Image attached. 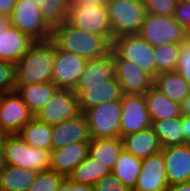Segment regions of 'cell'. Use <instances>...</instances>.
Returning <instances> with one entry per match:
<instances>
[{
    "label": "cell",
    "instance_id": "obj_1",
    "mask_svg": "<svg viewBox=\"0 0 190 191\" xmlns=\"http://www.w3.org/2000/svg\"><path fill=\"white\" fill-rule=\"evenodd\" d=\"M56 45L51 40L35 41L15 65V86L52 81Z\"/></svg>",
    "mask_w": 190,
    "mask_h": 191
},
{
    "label": "cell",
    "instance_id": "obj_2",
    "mask_svg": "<svg viewBox=\"0 0 190 191\" xmlns=\"http://www.w3.org/2000/svg\"><path fill=\"white\" fill-rule=\"evenodd\" d=\"M50 40L58 48L87 60L101 57L111 50V41L106 36L84 32L67 21L52 28Z\"/></svg>",
    "mask_w": 190,
    "mask_h": 191
},
{
    "label": "cell",
    "instance_id": "obj_3",
    "mask_svg": "<svg viewBox=\"0 0 190 191\" xmlns=\"http://www.w3.org/2000/svg\"><path fill=\"white\" fill-rule=\"evenodd\" d=\"M6 165L34 170L50 169L51 151L28 145L18 134L1 135Z\"/></svg>",
    "mask_w": 190,
    "mask_h": 191
},
{
    "label": "cell",
    "instance_id": "obj_4",
    "mask_svg": "<svg viewBox=\"0 0 190 191\" xmlns=\"http://www.w3.org/2000/svg\"><path fill=\"white\" fill-rule=\"evenodd\" d=\"M112 40L125 35L138 34L146 11L141 0H107Z\"/></svg>",
    "mask_w": 190,
    "mask_h": 191
},
{
    "label": "cell",
    "instance_id": "obj_5",
    "mask_svg": "<svg viewBox=\"0 0 190 191\" xmlns=\"http://www.w3.org/2000/svg\"><path fill=\"white\" fill-rule=\"evenodd\" d=\"M11 26L34 41L51 39L52 27L44 20L41 5L33 0H18L9 16Z\"/></svg>",
    "mask_w": 190,
    "mask_h": 191
},
{
    "label": "cell",
    "instance_id": "obj_6",
    "mask_svg": "<svg viewBox=\"0 0 190 191\" xmlns=\"http://www.w3.org/2000/svg\"><path fill=\"white\" fill-rule=\"evenodd\" d=\"M153 47L164 44H180L190 34L181 27L174 16H161L146 13L144 21L138 33Z\"/></svg>",
    "mask_w": 190,
    "mask_h": 191
},
{
    "label": "cell",
    "instance_id": "obj_7",
    "mask_svg": "<svg viewBox=\"0 0 190 191\" xmlns=\"http://www.w3.org/2000/svg\"><path fill=\"white\" fill-rule=\"evenodd\" d=\"M92 139L120 137L121 100L104 102L84 112Z\"/></svg>",
    "mask_w": 190,
    "mask_h": 191
},
{
    "label": "cell",
    "instance_id": "obj_8",
    "mask_svg": "<svg viewBox=\"0 0 190 191\" xmlns=\"http://www.w3.org/2000/svg\"><path fill=\"white\" fill-rule=\"evenodd\" d=\"M67 22L84 32L106 36L112 42L111 26L106 6L70 4Z\"/></svg>",
    "mask_w": 190,
    "mask_h": 191
},
{
    "label": "cell",
    "instance_id": "obj_9",
    "mask_svg": "<svg viewBox=\"0 0 190 191\" xmlns=\"http://www.w3.org/2000/svg\"><path fill=\"white\" fill-rule=\"evenodd\" d=\"M111 50L118 57L134 63L153 78L155 77L154 47L138 34L113 39Z\"/></svg>",
    "mask_w": 190,
    "mask_h": 191
},
{
    "label": "cell",
    "instance_id": "obj_10",
    "mask_svg": "<svg viewBox=\"0 0 190 191\" xmlns=\"http://www.w3.org/2000/svg\"><path fill=\"white\" fill-rule=\"evenodd\" d=\"M78 96L72 89L57 88L35 117L48 125H56L79 115Z\"/></svg>",
    "mask_w": 190,
    "mask_h": 191
},
{
    "label": "cell",
    "instance_id": "obj_11",
    "mask_svg": "<svg viewBox=\"0 0 190 191\" xmlns=\"http://www.w3.org/2000/svg\"><path fill=\"white\" fill-rule=\"evenodd\" d=\"M33 117L16 91L0 95V135L17 134Z\"/></svg>",
    "mask_w": 190,
    "mask_h": 191
},
{
    "label": "cell",
    "instance_id": "obj_12",
    "mask_svg": "<svg viewBox=\"0 0 190 191\" xmlns=\"http://www.w3.org/2000/svg\"><path fill=\"white\" fill-rule=\"evenodd\" d=\"M145 96L125 94L121 98L120 137L151 127Z\"/></svg>",
    "mask_w": 190,
    "mask_h": 191
},
{
    "label": "cell",
    "instance_id": "obj_13",
    "mask_svg": "<svg viewBox=\"0 0 190 191\" xmlns=\"http://www.w3.org/2000/svg\"><path fill=\"white\" fill-rule=\"evenodd\" d=\"M115 77L125 94H146L153 86L154 78L134 63L118 57L112 51Z\"/></svg>",
    "mask_w": 190,
    "mask_h": 191
},
{
    "label": "cell",
    "instance_id": "obj_14",
    "mask_svg": "<svg viewBox=\"0 0 190 191\" xmlns=\"http://www.w3.org/2000/svg\"><path fill=\"white\" fill-rule=\"evenodd\" d=\"M87 61L79 55L64 51L56 46L52 82L58 88L74 90Z\"/></svg>",
    "mask_w": 190,
    "mask_h": 191
},
{
    "label": "cell",
    "instance_id": "obj_15",
    "mask_svg": "<svg viewBox=\"0 0 190 191\" xmlns=\"http://www.w3.org/2000/svg\"><path fill=\"white\" fill-rule=\"evenodd\" d=\"M73 91L78 96L82 113L106 101L121 100L123 95L121 85L115 76L100 85H76Z\"/></svg>",
    "mask_w": 190,
    "mask_h": 191
},
{
    "label": "cell",
    "instance_id": "obj_16",
    "mask_svg": "<svg viewBox=\"0 0 190 191\" xmlns=\"http://www.w3.org/2000/svg\"><path fill=\"white\" fill-rule=\"evenodd\" d=\"M168 187L162 153L142 159L140 174L132 191H166Z\"/></svg>",
    "mask_w": 190,
    "mask_h": 191
},
{
    "label": "cell",
    "instance_id": "obj_17",
    "mask_svg": "<svg viewBox=\"0 0 190 191\" xmlns=\"http://www.w3.org/2000/svg\"><path fill=\"white\" fill-rule=\"evenodd\" d=\"M169 186L190 182V144L161 149Z\"/></svg>",
    "mask_w": 190,
    "mask_h": 191
},
{
    "label": "cell",
    "instance_id": "obj_18",
    "mask_svg": "<svg viewBox=\"0 0 190 191\" xmlns=\"http://www.w3.org/2000/svg\"><path fill=\"white\" fill-rule=\"evenodd\" d=\"M90 140L87 119L82 112L74 118L52 126V150Z\"/></svg>",
    "mask_w": 190,
    "mask_h": 191
},
{
    "label": "cell",
    "instance_id": "obj_19",
    "mask_svg": "<svg viewBox=\"0 0 190 191\" xmlns=\"http://www.w3.org/2000/svg\"><path fill=\"white\" fill-rule=\"evenodd\" d=\"M89 141L68 144L51 151L50 169L67 177L87 156Z\"/></svg>",
    "mask_w": 190,
    "mask_h": 191
},
{
    "label": "cell",
    "instance_id": "obj_20",
    "mask_svg": "<svg viewBox=\"0 0 190 191\" xmlns=\"http://www.w3.org/2000/svg\"><path fill=\"white\" fill-rule=\"evenodd\" d=\"M34 42L27 34L10 26L0 33V60L16 65Z\"/></svg>",
    "mask_w": 190,
    "mask_h": 191
},
{
    "label": "cell",
    "instance_id": "obj_21",
    "mask_svg": "<svg viewBox=\"0 0 190 191\" xmlns=\"http://www.w3.org/2000/svg\"><path fill=\"white\" fill-rule=\"evenodd\" d=\"M124 149L133 156L145 159L161 152V145L152 127L122 137Z\"/></svg>",
    "mask_w": 190,
    "mask_h": 191
},
{
    "label": "cell",
    "instance_id": "obj_22",
    "mask_svg": "<svg viewBox=\"0 0 190 191\" xmlns=\"http://www.w3.org/2000/svg\"><path fill=\"white\" fill-rule=\"evenodd\" d=\"M115 76L112 50L87 61L77 85H100Z\"/></svg>",
    "mask_w": 190,
    "mask_h": 191
},
{
    "label": "cell",
    "instance_id": "obj_23",
    "mask_svg": "<svg viewBox=\"0 0 190 191\" xmlns=\"http://www.w3.org/2000/svg\"><path fill=\"white\" fill-rule=\"evenodd\" d=\"M144 96L151 121L181 117L180 104L170 100L154 86Z\"/></svg>",
    "mask_w": 190,
    "mask_h": 191
},
{
    "label": "cell",
    "instance_id": "obj_24",
    "mask_svg": "<svg viewBox=\"0 0 190 191\" xmlns=\"http://www.w3.org/2000/svg\"><path fill=\"white\" fill-rule=\"evenodd\" d=\"M124 149L121 137L92 139L89 141L88 156L101 162L110 171L115 166L120 153Z\"/></svg>",
    "mask_w": 190,
    "mask_h": 191
},
{
    "label": "cell",
    "instance_id": "obj_25",
    "mask_svg": "<svg viewBox=\"0 0 190 191\" xmlns=\"http://www.w3.org/2000/svg\"><path fill=\"white\" fill-rule=\"evenodd\" d=\"M153 86L178 104L190 94L189 84L176 71L157 74Z\"/></svg>",
    "mask_w": 190,
    "mask_h": 191
},
{
    "label": "cell",
    "instance_id": "obj_26",
    "mask_svg": "<svg viewBox=\"0 0 190 191\" xmlns=\"http://www.w3.org/2000/svg\"><path fill=\"white\" fill-rule=\"evenodd\" d=\"M58 87L51 82L36 83L26 86H15V91L35 116L52 97Z\"/></svg>",
    "mask_w": 190,
    "mask_h": 191
},
{
    "label": "cell",
    "instance_id": "obj_27",
    "mask_svg": "<svg viewBox=\"0 0 190 191\" xmlns=\"http://www.w3.org/2000/svg\"><path fill=\"white\" fill-rule=\"evenodd\" d=\"M36 176L34 170L5 165L0 175V191H28Z\"/></svg>",
    "mask_w": 190,
    "mask_h": 191
},
{
    "label": "cell",
    "instance_id": "obj_28",
    "mask_svg": "<svg viewBox=\"0 0 190 191\" xmlns=\"http://www.w3.org/2000/svg\"><path fill=\"white\" fill-rule=\"evenodd\" d=\"M17 134L30 146L52 151V126L35 116Z\"/></svg>",
    "mask_w": 190,
    "mask_h": 191
},
{
    "label": "cell",
    "instance_id": "obj_29",
    "mask_svg": "<svg viewBox=\"0 0 190 191\" xmlns=\"http://www.w3.org/2000/svg\"><path fill=\"white\" fill-rule=\"evenodd\" d=\"M141 165L142 159L133 156L123 149L111 172L132 190L139 177Z\"/></svg>",
    "mask_w": 190,
    "mask_h": 191
},
{
    "label": "cell",
    "instance_id": "obj_30",
    "mask_svg": "<svg viewBox=\"0 0 190 191\" xmlns=\"http://www.w3.org/2000/svg\"><path fill=\"white\" fill-rule=\"evenodd\" d=\"M111 171L98 162L97 160L87 156L67 178L75 183H83L94 185L103 176L108 175Z\"/></svg>",
    "mask_w": 190,
    "mask_h": 191
},
{
    "label": "cell",
    "instance_id": "obj_31",
    "mask_svg": "<svg viewBox=\"0 0 190 191\" xmlns=\"http://www.w3.org/2000/svg\"><path fill=\"white\" fill-rule=\"evenodd\" d=\"M151 123V127L157 134L162 148L185 144V139L181 129V117L151 121Z\"/></svg>",
    "mask_w": 190,
    "mask_h": 191
},
{
    "label": "cell",
    "instance_id": "obj_32",
    "mask_svg": "<svg viewBox=\"0 0 190 191\" xmlns=\"http://www.w3.org/2000/svg\"><path fill=\"white\" fill-rule=\"evenodd\" d=\"M41 5L44 20L53 28L67 21L69 0H33Z\"/></svg>",
    "mask_w": 190,
    "mask_h": 191
},
{
    "label": "cell",
    "instance_id": "obj_33",
    "mask_svg": "<svg viewBox=\"0 0 190 191\" xmlns=\"http://www.w3.org/2000/svg\"><path fill=\"white\" fill-rule=\"evenodd\" d=\"M155 76L176 70L179 58V44H164L154 47Z\"/></svg>",
    "mask_w": 190,
    "mask_h": 191
},
{
    "label": "cell",
    "instance_id": "obj_34",
    "mask_svg": "<svg viewBox=\"0 0 190 191\" xmlns=\"http://www.w3.org/2000/svg\"><path fill=\"white\" fill-rule=\"evenodd\" d=\"M64 180L65 177L54 170H45L37 173L28 191H57Z\"/></svg>",
    "mask_w": 190,
    "mask_h": 191
},
{
    "label": "cell",
    "instance_id": "obj_35",
    "mask_svg": "<svg viewBox=\"0 0 190 191\" xmlns=\"http://www.w3.org/2000/svg\"><path fill=\"white\" fill-rule=\"evenodd\" d=\"M146 13L161 16H173L178 0H141Z\"/></svg>",
    "mask_w": 190,
    "mask_h": 191
},
{
    "label": "cell",
    "instance_id": "obj_36",
    "mask_svg": "<svg viewBox=\"0 0 190 191\" xmlns=\"http://www.w3.org/2000/svg\"><path fill=\"white\" fill-rule=\"evenodd\" d=\"M15 64L0 60V95L15 91Z\"/></svg>",
    "mask_w": 190,
    "mask_h": 191
},
{
    "label": "cell",
    "instance_id": "obj_37",
    "mask_svg": "<svg viewBox=\"0 0 190 191\" xmlns=\"http://www.w3.org/2000/svg\"><path fill=\"white\" fill-rule=\"evenodd\" d=\"M190 86V36L179 44V58L175 70Z\"/></svg>",
    "mask_w": 190,
    "mask_h": 191
},
{
    "label": "cell",
    "instance_id": "obj_38",
    "mask_svg": "<svg viewBox=\"0 0 190 191\" xmlns=\"http://www.w3.org/2000/svg\"><path fill=\"white\" fill-rule=\"evenodd\" d=\"M94 191H132L110 172L93 185Z\"/></svg>",
    "mask_w": 190,
    "mask_h": 191
},
{
    "label": "cell",
    "instance_id": "obj_39",
    "mask_svg": "<svg viewBox=\"0 0 190 191\" xmlns=\"http://www.w3.org/2000/svg\"><path fill=\"white\" fill-rule=\"evenodd\" d=\"M173 16L176 22L190 34V2L178 0Z\"/></svg>",
    "mask_w": 190,
    "mask_h": 191
},
{
    "label": "cell",
    "instance_id": "obj_40",
    "mask_svg": "<svg viewBox=\"0 0 190 191\" xmlns=\"http://www.w3.org/2000/svg\"><path fill=\"white\" fill-rule=\"evenodd\" d=\"M57 191H94V189L93 185L75 183L65 177V180L59 186Z\"/></svg>",
    "mask_w": 190,
    "mask_h": 191
},
{
    "label": "cell",
    "instance_id": "obj_41",
    "mask_svg": "<svg viewBox=\"0 0 190 191\" xmlns=\"http://www.w3.org/2000/svg\"><path fill=\"white\" fill-rule=\"evenodd\" d=\"M181 129L185 139V144H190V117L181 116Z\"/></svg>",
    "mask_w": 190,
    "mask_h": 191
},
{
    "label": "cell",
    "instance_id": "obj_42",
    "mask_svg": "<svg viewBox=\"0 0 190 191\" xmlns=\"http://www.w3.org/2000/svg\"><path fill=\"white\" fill-rule=\"evenodd\" d=\"M18 0H0V15L10 16Z\"/></svg>",
    "mask_w": 190,
    "mask_h": 191
},
{
    "label": "cell",
    "instance_id": "obj_43",
    "mask_svg": "<svg viewBox=\"0 0 190 191\" xmlns=\"http://www.w3.org/2000/svg\"><path fill=\"white\" fill-rule=\"evenodd\" d=\"M180 114L181 116L190 117V94L180 103Z\"/></svg>",
    "mask_w": 190,
    "mask_h": 191
},
{
    "label": "cell",
    "instance_id": "obj_44",
    "mask_svg": "<svg viewBox=\"0 0 190 191\" xmlns=\"http://www.w3.org/2000/svg\"><path fill=\"white\" fill-rule=\"evenodd\" d=\"M70 4H98L106 6L107 0H69Z\"/></svg>",
    "mask_w": 190,
    "mask_h": 191
},
{
    "label": "cell",
    "instance_id": "obj_45",
    "mask_svg": "<svg viewBox=\"0 0 190 191\" xmlns=\"http://www.w3.org/2000/svg\"><path fill=\"white\" fill-rule=\"evenodd\" d=\"M166 191H190V182L169 186Z\"/></svg>",
    "mask_w": 190,
    "mask_h": 191
},
{
    "label": "cell",
    "instance_id": "obj_46",
    "mask_svg": "<svg viewBox=\"0 0 190 191\" xmlns=\"http://www.w3.org/2000/svg\"><path fill=\"white\" fill-rule=\"evenodd\" d=\"M11 22L9 19V16L6 15H0V33H3L8 28H10Z\"/></svg>",
    "mask_w": 190,
    "mask_h": 191
},
{
    "label": "cell",
    "instance_id": "obj_47",
    "mask_svg": "<svg viewBox=\"0 0 190 191\" xmlns=\"http://www.w3.org/2000/svg\"><path fill=\"white\" fill-rule=\"evenodd\" d=\"M5 165L6 164H5V159H4L3 144H2V138L0 135V175L3 172Z\"/></svg>",
    "mask_w": 190,
    "mask_h": 191
}]
</instances>
